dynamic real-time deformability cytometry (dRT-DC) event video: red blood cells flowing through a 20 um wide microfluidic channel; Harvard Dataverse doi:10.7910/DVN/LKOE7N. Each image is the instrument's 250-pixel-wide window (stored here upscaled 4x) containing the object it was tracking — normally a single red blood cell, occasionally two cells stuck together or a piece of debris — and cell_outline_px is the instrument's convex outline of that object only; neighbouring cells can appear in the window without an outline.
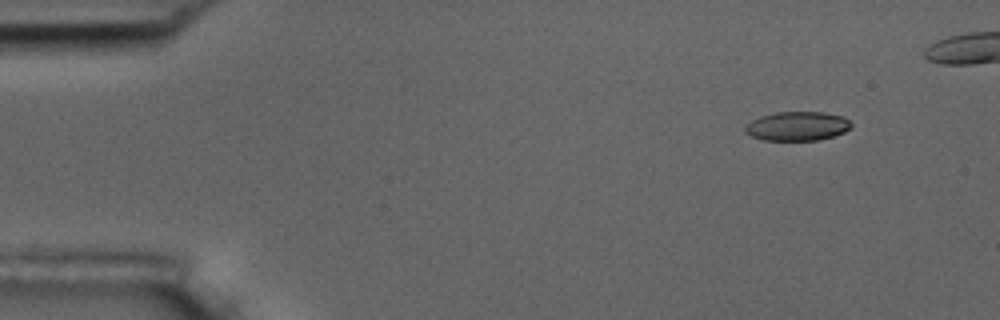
{"species": "common noctule bat (a hibernating species)", "species_latin": "Nyctalus noctula", "temperature_condition": "room temperature", "stored_images_in_passage": 5, "camera_frame_rate_fps": 3000, "um_per_image_px": 0.085, "animal": {"sex": "male", "body_mass_g": 17.5, "forearm_length_mm": 52.3}, "frame": {"image": 1, "passage_image": 1, "time_ms": 0.0, "image_size_px": [1000, 320], "cell_outline_px": [[852, 128], [844, 132], [832, 136], [816, 140], [764, 140], [752, 136], [744, 132], [744, 128], [752, 120], [760, 116], [776, 112], [824, 112], [844, 116], [852, 124]], "centroid_in_image_um": [67.78, 10.71], "position_along_channel_um": 17.2, "area_um2": 17.98}}